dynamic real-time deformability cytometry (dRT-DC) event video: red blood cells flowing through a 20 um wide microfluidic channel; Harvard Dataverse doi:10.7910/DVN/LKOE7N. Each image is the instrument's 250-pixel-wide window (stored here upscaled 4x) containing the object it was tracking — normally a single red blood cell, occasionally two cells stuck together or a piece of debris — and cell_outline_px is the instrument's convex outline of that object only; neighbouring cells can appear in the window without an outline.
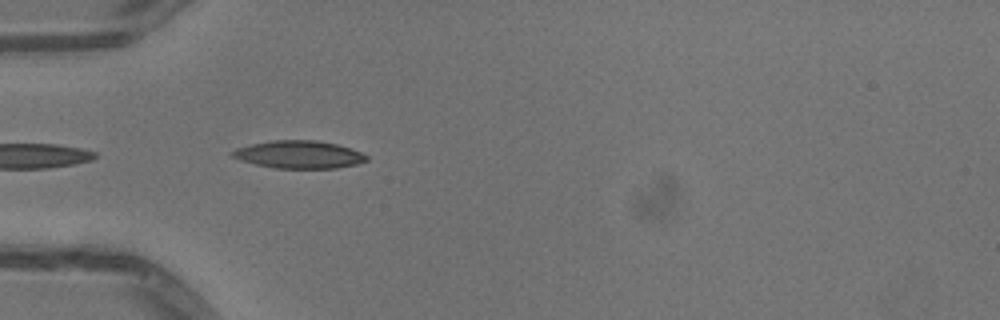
{"species": "common noctule bat (a hibernating species)", "species_latin": "Nyctalus noctula", "temperature_condition": "warm", "stored_images_in_passage": 13, "camera_frame_rate_fps": 3000, "um_per_image_px": 0.085, "animal": {"sex": "male", "body_mass_g": 13.3}, "frame": {"image": 1, "passage_image": 1, "time_ms": 0.0, "image_size_px": [1000, 320], "cell_outline_px": [[368, 160], [356, 164], [336, 168], [276, 168], [256, 164], [240, 160], [232, 156], [228, 152], [236, 148], [252, 144], [272, 140], [316, 140], [336, 144], [352, 148], [368, 156]], "centroid_in_image_um": [25.41, 13.13], "position_along_channel_um": 59.6, "area_um2": 21.62}}